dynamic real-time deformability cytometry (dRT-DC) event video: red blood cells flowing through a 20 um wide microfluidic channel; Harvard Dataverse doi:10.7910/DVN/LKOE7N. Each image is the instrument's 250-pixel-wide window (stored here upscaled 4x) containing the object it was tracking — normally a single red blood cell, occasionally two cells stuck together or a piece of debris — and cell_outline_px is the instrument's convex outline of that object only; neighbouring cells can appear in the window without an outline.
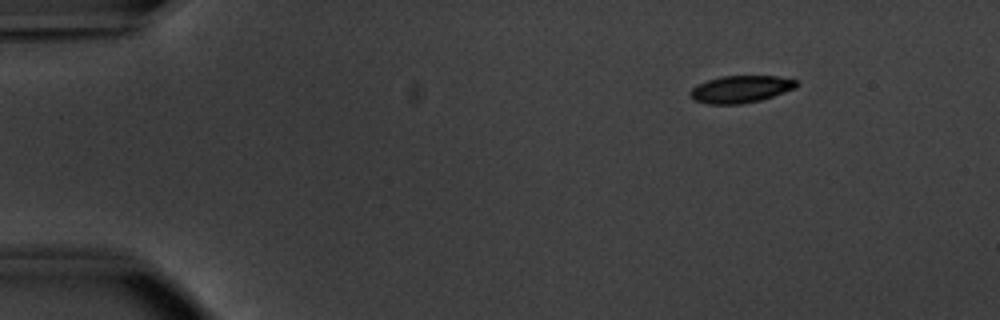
{"species": "common noctule bat (a hibernating species)", "species_latin": "Nyctalus noctula", "temperature_condition": "warm", "stored_images_in_passage": 47, "camera_frame_rate_fps": 3000, "um_per_image_px": 0.085, "animal": {"sex": "male", "body_mass_g": 20.1, "forearm_length_mm": 53.5}, "frame": {"image": 1, "passage_image": 1, "time_ms": 0.0, "image_size_px": [1000, 320], "cell_outline_px": [[800, 84], [796, 88], [760, 100], [740, 104], [708, 104], [692, 100], [688, 96], [688, 92], [696, 84], [720, 76], [776, 76], [796, 80]], "centroid_in_image_um": [62.91, 7.58], "position_along_channel_um": 22.1, "area_um2": 16.99}}
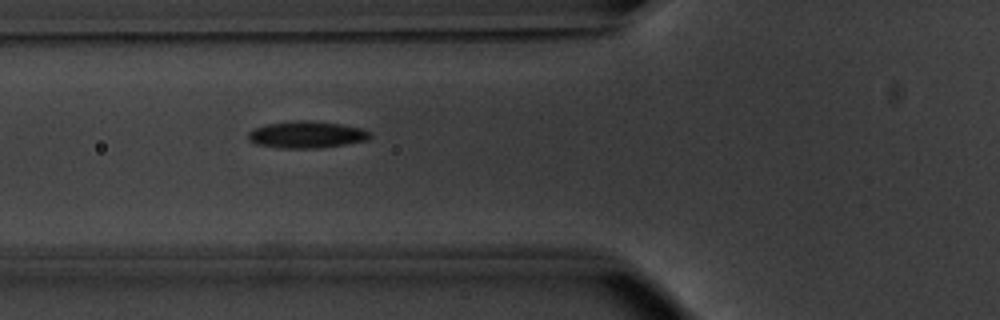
{"frame": {"image": 2, "passage_image": 14, "time_ms": 4.333, "image_size_px": [1000, 320], "cell_outline_px": [[372, 136], [368, 140], [320, 148], [280, 148], [256, 144], [248, 140], [248, 132], [252, 128], [268, 124], [292, 120], [308, 120], [340, 124], [364, 128], [372, 132]], "centroid_in_image_um": [26.07, 11.44], "position_along_channel_um": 99.7, "area_um2": 19.31}}
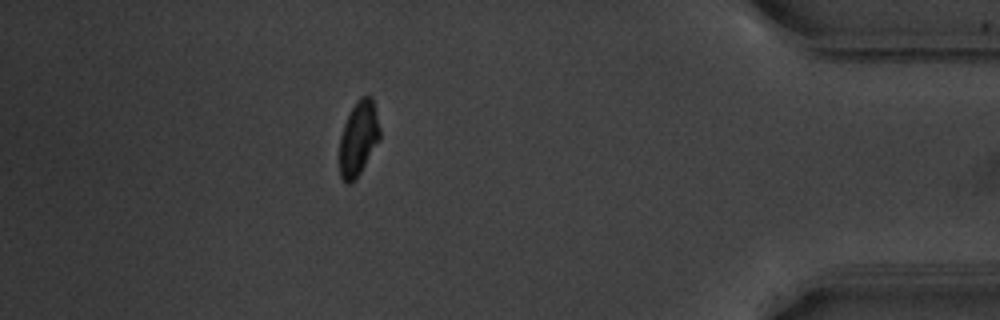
{"frame": {"image": 3, "passage_image": 41, "time_ms": 13.333, "image_size_px": [1000, 320], "cell_outline_px": [[380, 140], [356, 180], [348, 184], [344, 184], [340, 176], [340, 136], [344, 124], [356, 100], [360, 96], [372, 96], [380, 128]], "centroid_in_image_um": [30.47, 11.79], "position_along_channel_um": 404.7, "area_um2": 17.69}, "authors_computed_cell_mechanics": {"area_um2": 18.1492, "velocity_mm_per_s": 3.8433, "shape_relaxation_time_tau1_ms": 2.5087, "shape_relaxation_time_tau2_ms": 9.3547, "deformation_change_tau1": 0.1362, "deformation_change_tau2": 0.1205}}